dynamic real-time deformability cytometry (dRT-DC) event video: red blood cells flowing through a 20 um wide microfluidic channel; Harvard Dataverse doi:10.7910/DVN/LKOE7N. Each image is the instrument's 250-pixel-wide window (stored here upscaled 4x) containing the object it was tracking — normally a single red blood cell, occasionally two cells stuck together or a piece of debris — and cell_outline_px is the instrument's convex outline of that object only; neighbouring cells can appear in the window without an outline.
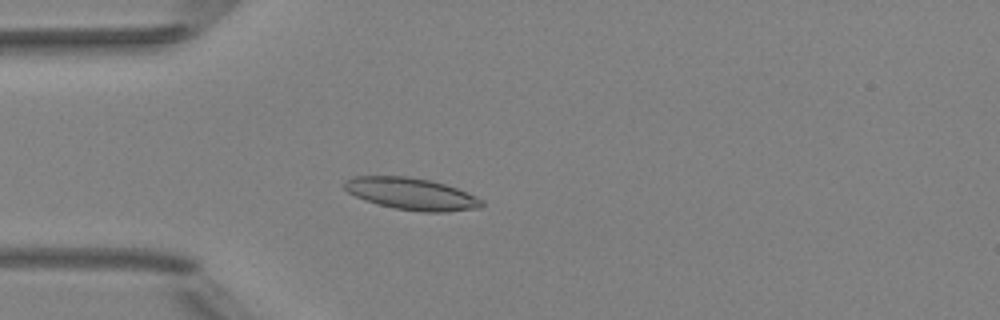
{"species": "Egyptian fruit bat (a non-hibernating species)", "species_latin": "Rousettus aegyptiacus", "temperature_condition": "room temperature", "stored_images_in_passage": 4, "camera_frame_rate_fps": 3000, "um_per_image_px": 0.085, "animal": {"sex": "female"}, "frame": {"image": 1, "passage_image": 4, "time_ms": 3.667, "image_size_px": [1000, 320], "cell_outline_px": [[484, 204], [480, 208], [448, 212], [424, 212], [396, 208], [364, 200], [348, 192], [340, 184], [344, 180], [356, 176], [404, 176], [428, 180], [444, 184], [456, 188], [476, 196], [484, 200]], "centroid_in_image_um": [34.97, 16.48], "position_along_channel_um": 50.0, "area_um2": 25.49}}